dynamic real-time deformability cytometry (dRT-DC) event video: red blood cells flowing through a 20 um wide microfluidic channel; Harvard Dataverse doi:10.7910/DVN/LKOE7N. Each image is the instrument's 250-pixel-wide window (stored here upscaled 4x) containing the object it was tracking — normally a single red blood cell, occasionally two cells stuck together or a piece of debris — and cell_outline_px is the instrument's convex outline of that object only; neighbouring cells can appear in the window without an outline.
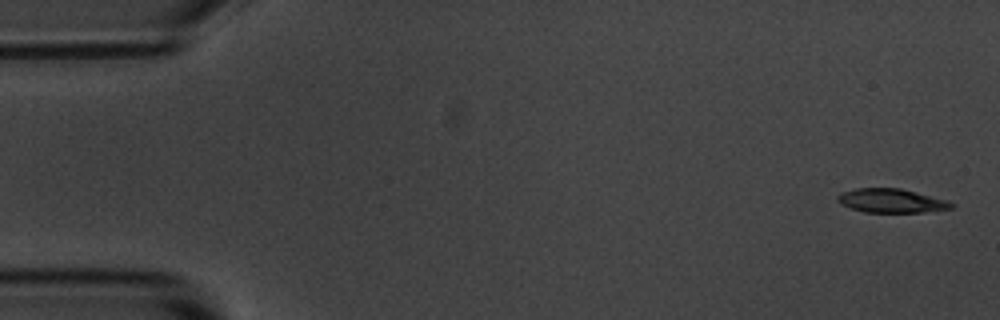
{"species": "common noctule bat (a hibernating species)", "species_latin": "Nyctalus noctula", "temperature_condition": "room temperature", "stored_images_in_passage": 5, "camera_frame_rate_fps": 3000, "um_per_image_px": 0.085, "animal": {"sex": "male", "body_mass_g": 20.1, "forearm_length_mm": 53.5}, "frame": {"image": 1, "passage_image": 1, "time_ms": 0.0, "image_size_px": [1000, 320], "cell_outline_px": [[956, 204], [952, 208], [924, 212], [864, 212], [840, 204], [836, 200], [836, 196], [840, 192], [856, 188], [900, 188], [916, 192], [944, 200]], "centroid_in_image_um": [75.7, 17.06], "position_along_channel_um": 9.3, "area_um2": 15.78}}
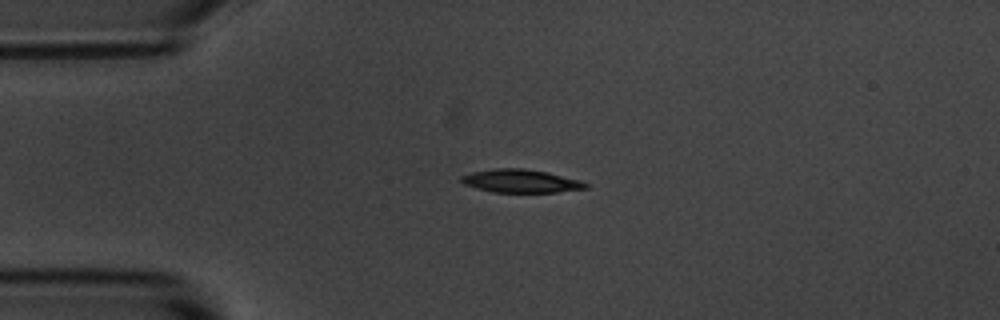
{"frame": {"image": 2, "passage_image": 4, "time_ms": 3.667, "image_size_px": [1000, 320], "cell_outline_px": [[588, 188], [556, 192], [492, 192], [476, 188], [464, 184], [460, 180], [460, 176], [472, 172], [496, 168], [524, 168], [548, 172], [580, 180], [588, 184]], "centroid_in_image_um": [44.26, 15.38], "position_along_channel_um": 40.7, "area_um2": 16.82}}